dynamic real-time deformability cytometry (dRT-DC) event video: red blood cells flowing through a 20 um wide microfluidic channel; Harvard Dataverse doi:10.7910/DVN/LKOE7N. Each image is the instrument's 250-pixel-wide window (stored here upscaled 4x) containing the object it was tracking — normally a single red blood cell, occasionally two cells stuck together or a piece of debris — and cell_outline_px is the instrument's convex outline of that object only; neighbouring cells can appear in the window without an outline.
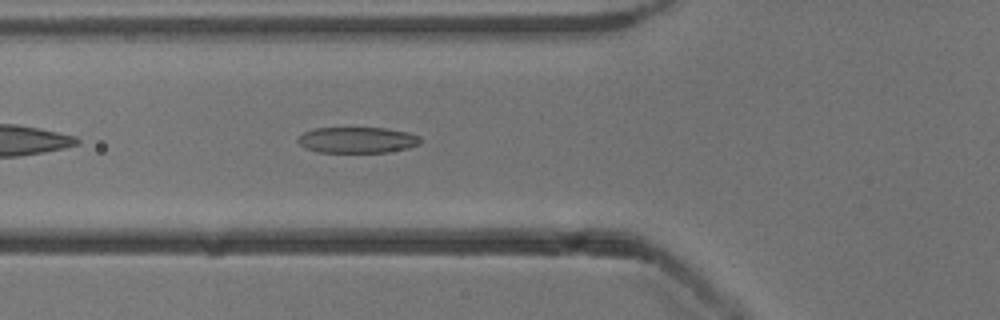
{"species": "common noctule bat (a hibernating species)", "species_latin": "Nyctalus noctula", "temperature_condition": "cold", "stored_images_in_passage": 15, "camera_frame_rate_fps": 3000, "um_per_image_px": 0.085, "animal": {"sex": "male", "body_mass_g": 13.3}, "frame": {"image": 1, "passage_image": 5, "time_ms": 1.333, "image_size_px": [1000, 320], "cell_outline_px": [[420, 144], [408, 148], [388, 152], [316, 152], [304, 148], [296, 140], [304, 132], [316, 128], [388, 128], [408, 132], [420, 136]], "centroid_in_image_um": [30.37, 11.9], "position_along_channel_um": 95.4, "area_um2": 18.61}}
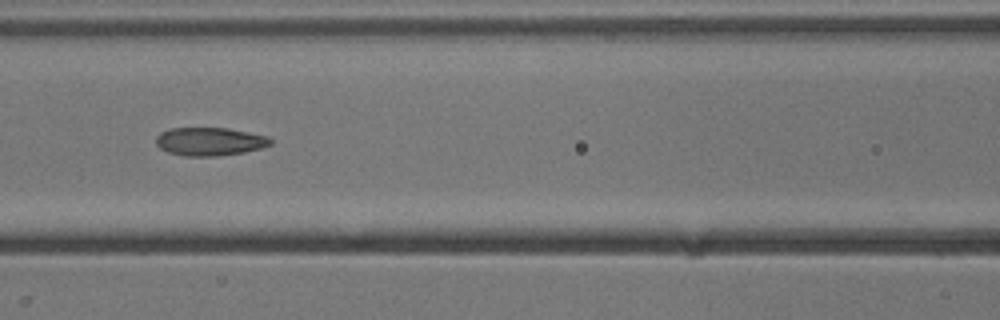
{"frame": {"image": 2, "passage_image": 9, "time_ms": 2.667, "image_size_px": [1000, 320], "cell_outline_px": [[272, 144], [264, 148], [244, 152], [216, 156], [184, 156], [168, 152], [160, 148], [156, 144], [156, 136], [160, 132], [168, 128], [228, 128], [268, 136], [272, 140]], "centroid_in_image_um": [17.83, 12.03], "position_along_channel_um": 148.8, "area_um2": 19.02}}
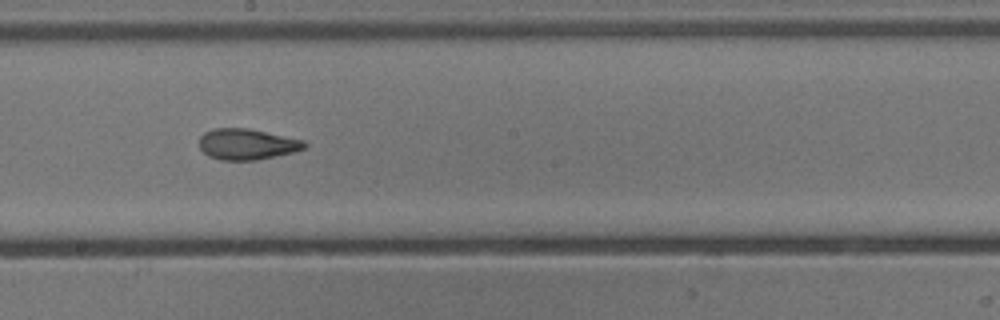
{"frame": {"image": 3, "passage_image": 15, "time_ms": 4.667, "image_size_px": [1000, 320], "cell_outline_px": [[308, 144], [304, 148], [292, 152], [256, 160], [220, 160], [208, 156], [200, 148], [200, 136], [204, 132], [212, 128], [248, 128], [304, 140]], "centroid_in_image_um": [20.97, 12.25], "position_along_channel_um": 227.2, "area_um2": 18.9}}